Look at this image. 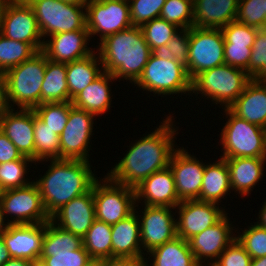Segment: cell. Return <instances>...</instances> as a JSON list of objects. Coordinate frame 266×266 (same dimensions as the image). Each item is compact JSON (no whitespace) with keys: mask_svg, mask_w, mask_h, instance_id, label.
<instances>
[{"mask_svg":"<svg viewBox=\"0 0 266 266\" xmlns=\"http://www.w3.org/2000/svg\"><path fill=\"white\" fill-rule=\"evenodd\" d=\"M89 32L83 30L54 34L43 42L42 52L54 62L69 63L88 57L93 49L88 48Z\"/></svg>","mask_w":266,"mask_h":266,"instance_id":"22","label":"cell"},{"mask_svg":"<svg viewBox=\"0 0 266 266\" xmlns=\"http://www.w3.org/2000/svg\"><path fill=\"white\" fill-rule=\"evenodd\" d=\"M115 78L103 71L92 83L72 99V105L97 116L110 108L111 94L109 81Z\"/></svg>","mask_w":266,"mask_h":266,"instance_id":"28","label":"cell"},{"mask_svg":"<svg viewBox=\"0 0 266 266\" xmlns=\"http://www.w3.org/2000/svg\"><path fill=\"white\" fill-rule=\"evenodd\" d=\"M63 2H66L68 4H74L77 6H86L89 0H61Z\"/></svg>","mask_w":266,"mask_h":266,"instance_id":"59","label":"cell"},{"mask_svg":"<svg viewBox=\"0 0 266 266\" xmlns=\"http://www.w3.org/2000/svg\"><path fill=\"white\" fill-rule=\"evenodd\" d=\"M29 162L33 163L32 160H14L0 164V192L23 187L30 183L24 176Z\"/></svg>","mask_w":266,"mask_h":266,"instance_id":"40","label":"cell"},{"mask_svg":"<svg viewBox=\"0 0 266 266\" xmlns=\"http://www.w3.org/2000/svg\"><path fill=\"white\" fill-rule=\"evenodd\" d=\"M266 64V28L258 29L249 59V76L253 78Z\"/></svg>","mask_w":266,"mask_h":266,"instance_id":"48","label":"cell"},{"mask_svg":"<svg viewBox=\"0 0 266 266\" xmlns=\"http://www.w3.org/2000/svg\"><path fill=\"white\" fill-rule=\"evenodd\" d=\"M228 109L239 118L266 129V82L251 79Z\"/></svg>","mask_w":266,"mask_h":266,"instance_id":"25","label":"cell"},{"mask_svg":"<svg viewBox=\"0 0 266 266\" xmlns=\"http://www.w3.org/2000/svg\"><path fill=\"white\" fill-rule=\"evenodd\" d=\"M229 167V178L231 190L245 196L251 192L258 181L263 176L266 158L257 157H237L225 159Z\"/></svg>","mask_w":266,"mask_h":266,"instance_id":"27","label":"cell"},{"mask_svg":"<svg viewBox=\"0 0 266 266\" xmlns=\"http://www.w3.org/2000/svg\"><path fill=\"white\" fill-rule=\"evenodd\" d=\"M36 53L37 51L30 44L15 41L0 34V72L5 73Z\"/></svg>","mask_w":266,"mask_h":266,"instance_id":"36","label":"cell"},{"mask_svg":"<svg viewBox=\"0 0 266 266\" xmlns=\"http://www.w3.org/2000/svg\"><path fill=\"white\" fill-rule=\"evenodd\" d=\"M89 36L100 33V41L132 26L128 0H89L86 5Z\"/></svg>","mask_w":266,"mask_h":266,"instance_id":"13","label":"cell"},{"mask_svg":"<svg viewBox=\"0 0 266 266\" xmlns=\"http://www.w3.org/2000/svg\"><path fill=\"white\" fill-rule=\"evenodd\" d=\"M132 26L141 27L160 16L166 0H128Z\"/></svg>","mask_w":266,"mask_h":266,"instance_id":"43","label":"cell"},{"mask_svg":"<svg viewBox=\"0 0 266 266\" xmlns=\"http://www.w3.org/2000/svg\"><path fill=\"white\" fill-rule=\"evenodd\" d=\"M84 266H101V260H99V259H91Z\"/></svg>","mask_w":266,"mask_h":266,"instance_id":"60","label":"cell"},{"mask_svg":"<svg viewBox=\"0 0 266 266\" xmlns=\"http://www.w3.org/2000/svg\"><path fill=\"white\" fill-rule=\"evenodd\" d=\"M31 261L22 258H10L5 264L2 266H31Z\"/></svg>","mask_w":266,"mask_h":266,"instance_id":"54","label":"cell"},{"mask_svg":"<svg viewBox=\"0 0 266 266\" xmlns=\"http://www.w3.org/2000/svg\"><path fill=\"white\" fill-rule=\"evenodd\" d=\"M138 87L155 94L191 93V79L186 67L162 52H152L139 79Z\"/></svg>","mask_w":266,"mask_h":266,"instance_id":"6","label":"cell"},{"mask_svg":"<svg viewBox=\"0 0 266 266\" xmlns=\"http://www.w3.org/2000/svg\"><path fill=\"white\" fill-rule=\"evenodd\" d=\"M13 111L8 108L0 115V130L23 156L34 162V109Z\"/></svg>","mask_w":266,"mask_h":266,"instance_id":"21","label":"cell"},{"mask_svg":"<svg viewBox=\"0 0 266 266\" xmlns=\"http://www.w3.org/2000/svg\"><path fill=\"white\" fill-rule=\"evenodd\" d=\"M252 79L259 82H266V64Z\"/></svg>","mask_w":266,"mask_h":266,"instance_id":"57","label":"cell"},{"mask_svg":"<svg viewBox=\"0 0 266 266\" xmlns=\"http://www.w3.org/2000/svg\"><path fill=\"white\" fill-rule=\"evenodd\" d=\"M31 266H45V265L42 261L38 260V261H33L31 263Z\"/></svg>","mask_w":266,"mask_h":266,"instance_id":"61","label":"cell"},{"mask_svg":"<svg viewBox=\"0 0 266 266\" xmlns=\"http://www.w3.org/2000/svg\"><path fill=\"white\" fill-rule=\"evenodd\" d=\"M50 220L62 229L83 238L96 220L93 186L87 193L73 198L58 209Z\"/></svg>","mask_w":266,"mask_h":266,"instance_id":"19","label":"cell"},{"mask_svg":"<svg viewBox=\"0 0 266 266\" xmlns=\"http://www.w3.org/2000/svg\"><path fill=\"white\" fill-rule=\"evenodd\" d=\"M60 159V136L55 134L34 111V162Z\"/></svg>","mask_w":266,"mask_h":266,"instance_id":"34","label":"cell"},{"mask_svg":"<svg viewBox=\"0 0 266 266\" xmlns=\"http://www.w3.org/2000/svg\"><path fill=\"white\" fill-rule=\"evenodd\" d=\"M26 1L32 7L42 37L87 27L86 6L68 4L61 0Z\"/></svg>","mask_w":266,"mask_h":266,"instance_id":"8","label":"cell"},{"mask_svg":"<svg viewBox=\"0 0 266 266\" xmlns=\"http://www.w3.org/2000/svg\"><path fill=\"white\" fill-rule=\"evenodd\" d=\"M236 21L257 29L266 28V0H239Z\"/></svg>","mask_w":266,"mask_h":266,"instance_id":"41","label":"cell"},{"mask_svg":"<svg viewBox=\"0 0 266 266\" xmlns=\"http://www.w3.org/2000/svg\"><path fill=\"white\" fill-rule=\"evenodd\" d=\"M140 28L152 52H162L179 31V27L160 17L143 24Z\"/></svg>","mask_w":266,"mask_h":266,"instance_id":"37","label":"cell"},{"mask_svg":"<svg viewBox=\"0 0 266 266\" xmlns=\"http://www.w3.org/2000/svg\"><path fill=\"white\" fill-rule=\"evenodd\" d=\"M6 99V80L3 72H0V115L8 109Z\"/></svg>","mask_w":266,"mask_h":266,"instance_id":"51","label":"cell"},{"mask_svg":"<svg viewBox=\"0 0 266 266\" xmlns=\"http://www.w3.org/2000/svg\"><path fill=\"white\" fill-rule=\"evenodd\" d=\"M4 2H5V0H0V13H1V9H2Z\"/></svg>","mask_w":266,"mask_h":266,"instance_id":"62","label":"cell"},{"mask_svg":"<svg viewBox=\"0 0 266 266\" xmlns=\"http://www.w3.org/2000/svg\"><path fill=\"white\" fill-rule=\"evenodd\" d=\"M111 225L95 220L83 237V247L91 259L112 260Z\"/></svg>","mask_w":266,"mask_h":266,"instance_id":"33","label":"cell"},{"mask_svg":"<svg viewBox=\"0 0 266 266\" xmlns=\"http://www.w3.org/2000/svg\"><path fill=\"white\" fill-rule=\"evenodd\" d=\"M96 220L113 225L134 212L135 188L115 183L107 176L93 184Z\"/></svg>","mask_w":266,"mask_h":266,"instance_id":"9","label":"cell"},{"mask_svg":"<svg viewBox=\"0 0 266 266\" xmlns=\"http://www.w3.org/2000/svg\"><path fill=\"white\" fill-rule=\"evenodd\" d=\"M225 64L224 36L219 28L189 29L187 73L192 80L205 70Z\"/></svg>","mask_w":266,"mask_h":266,"instance_id":"10","label":"cell"},{"mask_svg":"<svg viewBox=\"0 0 266 266\" xmlns=\"http://www.w3.org/2000/svg\"><path fill=\"white\" fill-rule=\"evenodd\" d=\"M0 203L4 216L8 213L13 217V221L7 219V224H35L50 220L35 182L0 192Z\"/></svg>","mask_w":266,"mask_h":266,"instance_id":"12","label":"cell"},{"mask_svg":"<svg viewBox=\"0 0 266 266\" xmlns=\"http://www.w3.org/2000/svg\"><path fill=\"white\" fill-rule=\"evenodd\" d=\"M36 115L59 135L67 124L70 102L42 103L34 108Z\"/></svg>","mask_w":266,"mask_h":266,"instance_id":"39","label":"cell"},{"mask_svg":"<svg viewBox=\"0 0 266 266\" xmlns=\"http://www.w3.org/2000/svg\"><path fill=\"white\" fill-rule=\"evenodd\" d=\"M230 225L229 219L227 215H225L215 225L206 228L204 231L194 235L188 240L190 249L194 253L195 260L200 266H204L202 263L208 258L214 261L211 260L209 262L208 259L209 264L207 263L206 265L212 266L227 246L236 239V236L232 235L234 229Z\"/></svg>","mask_w":266,"mask_h":266,"instance_id":"18","label":"cell"},{"mask_svg":"<svg viewBox=\"0 0 266 266\" xmlns=\"http://www.w3.org/2000/svg\"><path fill=\"white\" fill-rule=\"evenodd\" d=\"M236 239L252 259L266 256V228L254 223Z\"/></svg>","mask_w":266,"mask_h":266,"instance_id":"44","label":"cell"},{"mask_svg":"<svg viewBox=\"0 0 266 266\" xmlns=\"http://www.w3.org/2000/svg\"><path fill=\"white\" fill-rule=\"evenodd\" d=\"M45 69L46 55L38 51L30 59L4 73L9 108H12L11 102L22 109H34L41 104V87Z\"/></svg>","mask_w":266,"mask_h":266,"instance_id":"4","label":"cell"},{"mask_svg":"<svg viewBox=\"0 0 266 266\" xmlns=\"http://www.w3.org/2000/svg\"><path fill=\"white\" fill-rule=\"evenodd\" d=\"M101 266H143V263H138L132 260H101Z\"/></svg>","mask_w":266,"mask_h":266,"instance_id":"52","label":"cell"},{"mask_svg":"<svg viewBox=\"0 0 266 266\" xmlns=\"http://www.w3.org/2000/svg\"><path fill=\"white\" fill-rule=\"evenodd\" d=\"M39 260L42 261L45 266H84L91 258L82 246L73 251H41Z\"/></svg>","mask_w":266,"mask_h":266,"instance_id":"42","label":"cell"},{"mask_svg":"<svg viewBox=\"0 0 266 266\" xmlns=\"http://www.w3.org/2000/svg\"><path fill=\"white\" fill-rule=\"evenodd\" d=\"M169 167L172 170L175 189L180 201L198 200L204 176L205 164L188 154V151L176 148Z\"/></svg>","mask_w":266,"mask_h":266,"instance_id":"17","label":"cell"},{"mask_svg":"<svg viewBox=\"0 0 266 266\" xmlns=\"http://www.w3.org/2000/svg\"><path fill=\"white\" fill-rule=\"evenodd\" d=\"M177 208H179V219L176 221L177 236L186 241L215 225L226 215V211L219 209L215 203L199 200L181 201Z\"/></svg>","mask_w":266,"mask_h":266,"instance_id":"16","label":"cell"},{"mask_svg":"<svg viewBox=\"0 0 266 266\" xmlns=\"http://www.w3.org/2000/svg\"><path fill=\"white\" fill-rule=\"evenodd\" d=\"M4 213L2 211V206L0 203V237H2L3 233L7 230L9 224H5ZM5 225V226H4Z\"/></svg>","mask_w":266,"mask_h":266,"instance_id":"56","label":"cell"},{"mask_svg":"<svg viewBox=\"0 0 266 266\" xmlns=\"http://www.w3.org/2000/svg\"><path fill=\"white\" fill-rule=\"evenodd\" d=\"M230 189L229 167L225 159L205 165L199 201L218 204Z\"/></svg>","mask_w":266,"mask_h":266,"instance_id":"29","label":"cell"},{"mask_svg":"<svg viewBox=\"0 0 266 266\" xmlns=\"http://www.w3.org/2000/svg\"><path fill=\"white\" fill-rule=\"evenodd\" d=\"M50 164L46 174L34 181L49 217L73 198L87 193L97 180L89 161L53 159Z\"/></svg>","mask_w":266,"mask_h":266,"instance_id":"2","label":"cell"},{"mask_svg":"<svg viewBox=\"0 0 266 266\" xmlns=\"http://www.w3.org/2000/svg\"><path fill=\"white\" fill-rule=\"evenodd\" d=\"M136 201L144 198L147 206L173 207L180 204L176 193L175 181L172 170L167 167L163 170L154 172L135 187Z\"/></svg>","mask_w":266,"mask_h":266,"instance_id":"23","label":"cell"},{"mask_svg":"<svg viewBox=\"0 0 266 266\" xmlns=\"http://www.w3.org/2000/svg\"><path fill=\"white\" fill-rule=\"evenodd\" d=\"M229 116L221 132L223 159L237 157L266 158V129L239 118L228 108H224Z\"/></svg>","mask_w":266,"mask_h":266,"instance_id":"7","label":"cell"},{"mask_svg":"<svg viewBox=\"0 0 266 266\" xmlns=\"http://www.w3.org/2000/svg\"><path fill=\"white\" fill-rule=\"evenodd\" d=\"M252 47L246 45H224L225 64L243 69L249 75V59Z\"/></svg>","mask_w":266,"mask_h":266,"instance_id":"49","label":"cell"},{"mask_svg":"<svg viewBox=\"0 0 266 266\" xmlns=\"http://www.w3.org/2000/svg\"><path fill=\"white\" fill-rule=\"evenodd\" d=\"M136 209L127 218L111 225L112 260H132L143 263L144 252L140 242V220Z\"/></svg>","mask_w":266,"mask_h":266,"instance_id":"24","label":"cell"},{"mask_svg":"<svg viewBox=\"0 0 266 266\" xmlns=\"http://www.w3.org/2000/svg\"><path fill=\"white\" fill-rule=\"evenodd\" d=\"M251 79L245 70L223 64L197 74L191 80V93L203 94L229 108Z\"/></svg>","mask_w":266,"mask_h":266,"instance_id":"5","label":"cell"},{"mask_svg":"<svg viewBox=\"0 0 266 266\" xmlns=\"http://www.w3.org/2000/svg\"><path fill=\"white\" fill-rule=\"evenodd\" d=\"M160 18L183 29L194 26L193 0H166Z\"/></svg>","mask_w":266,"mask_h":266,"instance_id":"38","label":"cell"},{"mask_svg":"<svg viewBox=\"0 0 266 266\" xmlns=\"http://www.w3.org/2000/svg\"><path fill=\"white\" fill-rule=\"evenodd\" d=\"M252 258L237 241L233 240L212 266H250Z\"/></svg>","mask_w":266,"mask_h":266,"instance_id":"47","label":"cell"},{"mask_svg":"<svg viewBox=\"0 0 266 266\" xmlns=\"http://www.w3.org/2000/svg\"><path fill=\"white\" fill-rule=\"evenodd\" d=\"M250 266H266V256L252 259Z\"/></svg>","mask_w":266,"mask_h":266,"instance_id":"58","label":"cell"},{"mask_svg":"<svg viewBox=\"0 0 266 266\" xmlns=\"http://www.w3.org/2000/svg\"><path fill=\"white\" fill-rule=\"evenodd\" d=\"M45 223L9 224L2 238L12 258L38 261L41 255Z\"/></svg>","mask_w":266,"mask_h":266,"instance_id":"20","label":"cell"},{"mask_svg":"<svg viewBox=\"0 0 266 266\" xmlns=\"http://www.w3.org/2000/svg\"><path fill=\"white\" fill-rule=\"evenodd\" d=\"M149 253L150 257H153L152 266H200L195 260L189 242L178 236ZM143 266H149L147 260L143 262Z\"/></svg>","mask_w":266,"mask_h":266,"instance_id":"31","label":"cell"},{"mask_svg":"<svg viewBox=\"0 0 266 266\" xmlns=\"http://www.w3.org/2000/svg\"><path fill=\"white\" fill-rule=\"evenodd\" d=\"M66 73V63L54 62L46 57V69L41 87V104L69 102Z\"/></svg>","mask_w":266,"mask_h":266,"instance_id":"32","label":"cell"},{"mask_svg":"<svg viewBox=\"0 0 266 266\" xmlns=\"http://www.w3.org/2000/svg\"><path fill=\"white\" fill-rule=\"evenodd\" d=\"M224 45H246L252 47L258 29L239 23L236 20L221 28Z\"/></svg>","mask_w":266,"mask_h":266,"instance_id":"45","label":"cell"},{"mask_svg":"<svg viewBox=\"0 0 266 266\" xmlns=\"http://www.w3.org/2000/svg\"><path fill=\"white\" fill-rule=\"evenodd\" d=\"M102 69L112 76L136 82L152 53L140 27L131 26L106 36L99 44Z\"/></svg>","mask_w":266,"mask_h":266,"instance_id":"3","label":"cell"},{"mask_svg":"<svg viewBox=\"0 0 266 266\" xmlns=\"http://www.w3.org/2000/svg\"><path fill=\"white\" fill-rule=\"evenodd\" d=\"M14 160H32L23 156L10 139L0 130V164Z\"/></svg>","mask_w":266,"mask_h":266,"instance_id":"50","label":"cell"},{"mask_svg":"<svg viewBox=\"0 0 266 266\" xmlns=\"http://www.w3.org/2000/svg\"><path fill=\"white\" fill-rule=\"evenodd\" d=\"M98 57L93 52L86 58L66 63L69 102L103 72L102 68L99 70L100 68L97 67V65L102 64L99 55Z\"/></svg>","mask_w":266,"mask_h":266,"instance_id":"30","label":"cell"},{"mask_svg":"<svg viewBox=\"0 0 266 266\" xmlns=\"http://www.w3.org/2000/svg\"><path fill=\"white\" fill-rule=\"evenodd\" d=\"M239 0H193L194 26L219 28L235 21Z\"/></svg>","mask_w":266,"mask_h":266,"instance_id":"26","label":"cell"},{"mask_svg":"<svg viewBox=\"0 0 266 266\" xmlns=\"http://www.w3.org/2000/svg\"><path fill=\"white\" fill-rule=\"evenodd\" d=\"M176 131L172 117L168 116L159 128L136 141L107 177L115 183L135 188L154 172L169 167L176 150L173 147Z\"/></svg>","mask_w":266,"mask_h":266,"instance_id":"1","label":"cell"},{"mask_svg":"<svg viewBox=\"0 0 266 266\" xmlns=\"http://www.w3.org/2000/svg\"><path fill=\"white\" fill-rule=\"evenodd\" d=\"M0 34L30 44L37 52L43 42L32 7L26 0H5L0 13ZM40 39H43L42 41Z\"/></svg>","mask_w":266,"mask_h":266,"instance_id":"11","label":"cell"},{"mask_svg":"<svg viewBox=\"0 0 266 266\" xmlns=\"http://www.w3.org/2000/svg\"><path fill=\"white\" fill-rule=\"evenodd\" d=\"M259 212V222H256V224L260 227L266 228V201Z\"/></svg>","mask_w":266,"mask_h":266,"instance_id":"55","label":"cell"},{"mask_svg":"<svg viewBox=\"0 0 266 266\" xmlns=\"http://www.w3.org/2000/svg\"><path fill=\"white\" fill-rule=\"evenodd\" d=\"M188 52H189V29L179 31L166 44L162 53L175 59L183 66H188Z\"/></svg>","mask_w":266,"mask_h":266,"instance_id":"46","label":"cell"},{"mask_svg":"<svg viewBox=\"0 0 266 266\" xmlns=\"http://www.w3.org/2000/svg\"><path fill=\"white\" fill-rule=\"evenodd\" d=\"M83 246V238L62 229L54 222H45L41 251L77 250Z\"/></svg>","mask_w":266,"mask_h":266,"instance_id":"35","label":"cell"},{"mask_svg":"<svg viewBox=\"0 0 266 266\" xmlns=\"http://www.w3.org/2000/svg\"><path fill=\"white\" fill-rule=\"evenodd\" d=\"M140 221V242L142 248L148 253L151 250L169 242L177 237V226L171 208L144 206Z\"/></svg>","mask_w":266,"mask_h":266,"instance_id":"15","label":"cell"},{"mask_svg":"<svg viewBox=\"0 0 266 266\" xmlns=\"http://www.w3.org/2000/svg\"><path fill=\"white\" fill-rule=\"evenodd\" d=\"M94 114L77 108L70 102L67 124L60 134V159L89 161L90 135Z\"/></svg>","mask_w":266,"mask_h":266,"instance_id":"14","label":"cell"},{"mask_svg":"<svg viewBox=\"0 0 266 266\" xmlns=\"http://www.w3.org/2000/svg\"><path fill=\"white\" fill-rule=\"evenodd\" d=\"M11 258L9 250L2 237H0V266L5 264Z\"/></svg>","mask_w":266,"mask_h":266,"instance_id":"53","label":"cell"}]
</instances>
